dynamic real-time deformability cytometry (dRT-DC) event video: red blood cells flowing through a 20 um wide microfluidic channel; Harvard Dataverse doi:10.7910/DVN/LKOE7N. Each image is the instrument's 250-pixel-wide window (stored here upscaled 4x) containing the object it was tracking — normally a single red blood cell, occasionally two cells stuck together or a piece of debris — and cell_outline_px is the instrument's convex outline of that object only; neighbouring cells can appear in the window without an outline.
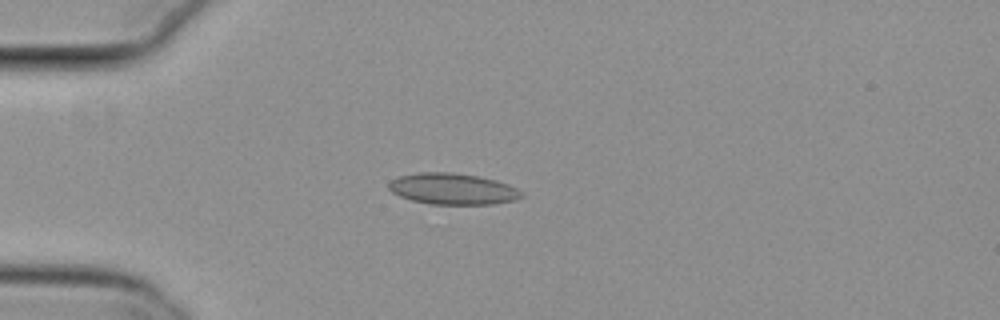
{"species": "common noctule bat (a hibernating species)", "species_latin": "Nyctalus noctula", "temperature_condition": "cold", "stored_images_in_passage": 3, "camera_frame_rate_fps": 3000, "um_per_image_px": 0.085, "animal": {"sex": "female", "body_mass_g": 29.2, "forearm_length_mm": 56.3}, "frame": {"image": 1, "passage_image": 1, "time_ms": 0.0, "image_size_px": [1000, 320], "cell_outline_px": [[524, 196], [516, 200], [492, 204], [432, 204], [412, 200], [400, 196], [392, 192], [388, 188], [388, 184], [392, 180], [400, 176], [420, 172], [452, 172], [476, 176], [496, 180], [508, 184], [524, 192]], "centroid_in_image_um": [38.51, 16.06], "position_along_channel_um": 46.5, "area_um2": 24.1}}
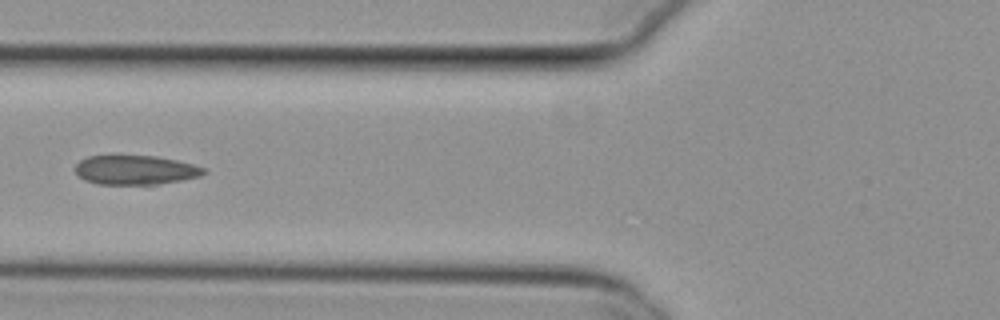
{"frame": {"image": 2, "passage_image": 3, "time_ms": 0.667, "image_size_px": [1000, 320], "cell_outline_px": [[208, 172], [200, 176], [180, 180], [156, 184], [96, 184], [84, 180], [76, 172], [76, 164], [80, 160], [88, 156], [112, 152], [156, 156], [176, 160], [192, 164], [204, 168]], "centroid_in_image_um": [11.44, 14.39], "position_along_channel_um": 114.4, "area_um2": 22.72}}